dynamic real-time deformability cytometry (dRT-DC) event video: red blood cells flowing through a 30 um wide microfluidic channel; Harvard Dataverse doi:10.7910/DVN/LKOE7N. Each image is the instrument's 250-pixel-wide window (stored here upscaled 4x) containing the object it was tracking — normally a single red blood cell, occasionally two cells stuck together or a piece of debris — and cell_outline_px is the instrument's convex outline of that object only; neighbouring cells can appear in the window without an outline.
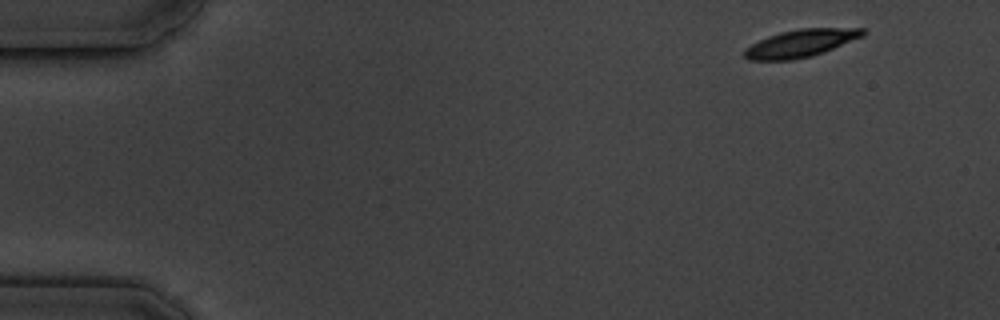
{"species": "common noctule bat (a hibernating species)", "species_latin": "Nyctalus noctula", "temperature_condition": "cold", "stored_images_in_passage": 4, "camera_frame_rate_fps": 3000, "um_per_image_px": 0.085, "animal": {"sex": "male", "body_mass_g": 19.5, "forearm_length_mm": 54.6}, "frame": {"image": 1, "passage_image": 1, "time_ms": 0.0, "image_size_px": [1000, 320], "cell_outline_px": [[864, 36], [824, 52], [812, 56], [792, 60], [748, 60], [744, 56], [744, 48], [768, 36], [780, 32], [800, 28], [864, 28]], "centroid_in_image_um": [68.06, 3.68], "position_along_channel_um": 16.9, "area_um2": 19.02}}